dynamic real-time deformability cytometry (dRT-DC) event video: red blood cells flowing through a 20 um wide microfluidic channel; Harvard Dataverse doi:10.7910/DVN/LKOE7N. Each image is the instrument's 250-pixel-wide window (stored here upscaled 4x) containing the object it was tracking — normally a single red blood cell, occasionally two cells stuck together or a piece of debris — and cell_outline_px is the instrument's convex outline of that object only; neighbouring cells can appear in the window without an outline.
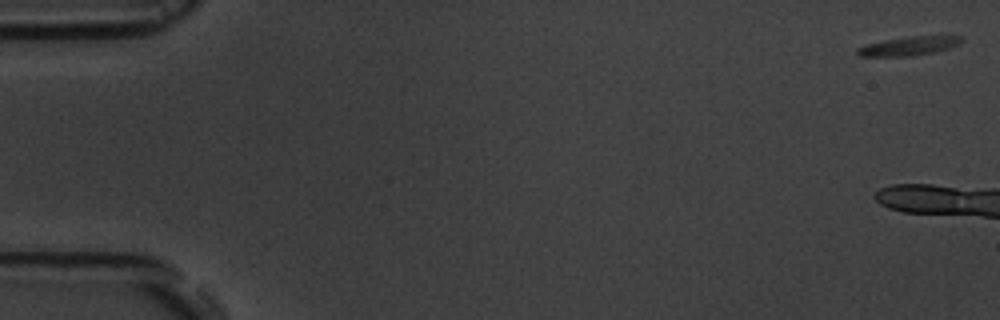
{"species": "common noctule bat (a hibernating species)", "species_latin": "Nyctalus noctula", "temperature_condition": "room temperature", "stored_images_in_passage": 4, "camera_frame_rate_fps": 3000, "um_per_image_px": 0.085, "animal": {"sex": "male", "body_mass_g": 19.5, "forearm_length_mm": 54.6}, "frame": {"image": 1, "passage_image": 1, "time_ms": 0.0, "image_size_px": [1000, 320], "cell_outline_px": [[964, 40], [960, 44], [948, 48], [932, 52], [912, 56], [860, 56], [856, 52], [856, 48], [868, 44], [884, 40], [908, 36], [960, 36]], "centroid_in_image_um": [77.25, 3.9], "position_along_channel_um": 7.7, "area_um2": 11.33}}